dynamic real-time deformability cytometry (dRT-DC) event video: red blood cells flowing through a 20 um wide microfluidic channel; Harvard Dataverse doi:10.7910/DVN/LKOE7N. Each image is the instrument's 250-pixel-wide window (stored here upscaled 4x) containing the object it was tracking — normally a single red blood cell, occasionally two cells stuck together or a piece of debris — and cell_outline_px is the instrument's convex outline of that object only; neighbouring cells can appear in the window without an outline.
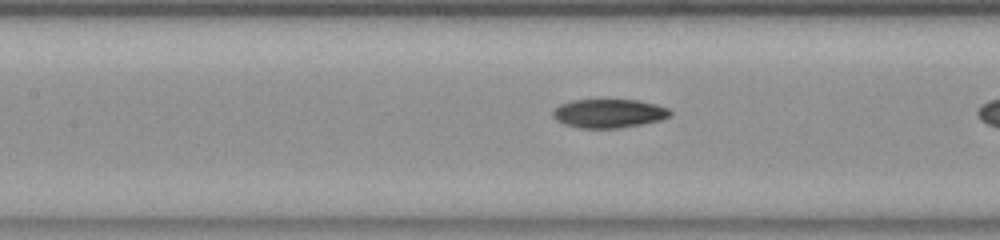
{"species": "common noctule bat (a hibernating species)", "species_latin": "Nyctalus noctula", "temperature_condition": "room temperature", "stored_images_in_passage": 14, "camera_frame_rate_fps": 3000, "um_per_image_px": 0.085, "animal": {"sex": "female", "body_mass_g": 23.0, "forearm_length_mm": 53.4}, "frame": {"image": 1, "passage_image": 12, "time_ms": 3.667, "image_size_px": [1000, 240], "cell_outline_px": [[672, 116], [660, 120], [640, 124], [616, 128], [580, 128], [564, 124], [556, 120], [552, 116], [552, 108], [560, 104], [572, 100], [640, 100], [656, 104], [668, 108], [672, 112]], "centroid_in_image_um": [51.73, 9.63], "position_along_channel_um": 155.7, "area_um2": 19.77}}